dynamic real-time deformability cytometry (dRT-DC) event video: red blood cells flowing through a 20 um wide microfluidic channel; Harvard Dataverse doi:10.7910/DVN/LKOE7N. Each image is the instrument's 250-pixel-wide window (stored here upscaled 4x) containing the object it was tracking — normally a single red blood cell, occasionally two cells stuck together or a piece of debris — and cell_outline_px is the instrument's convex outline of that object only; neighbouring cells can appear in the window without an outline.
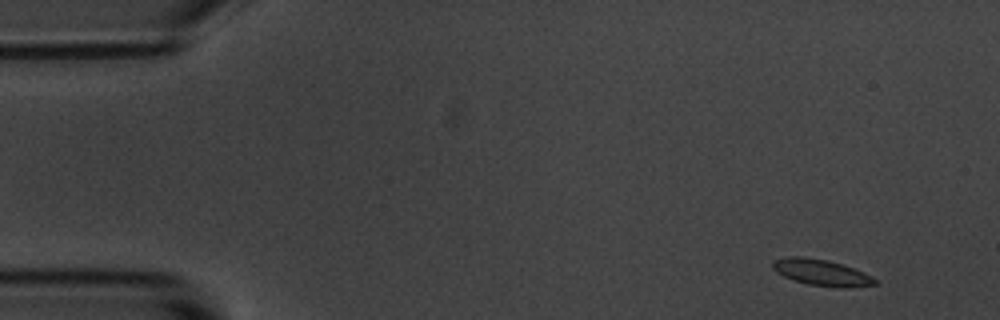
{"species": "common noctule bat (a hibernating species)", "species_latin": "Nyctalus noctula", "temperature_condition": "room temperature", "stored_images_in_passage": 4, "camera_frame_rate_fps": 3000, "um_per_image_px": 0.085, "animal": {"sex": "male", "body_mass_g": 20.1, "forearm_length_mm": 53.5}, "frame": {"image": 1, "passage_image": 1, "time_ms": 0.0, "image_size_px": [1000, 320], "cell_outline_px": [[876, 284], [848, 288], [836, 288], [808, 284], [792, 280], [776, 272], [772, 268], [772, 260], [788, 256], [804, 256], [828, 260], [852, 268], [872, 276], [876, 280]], "centroid_in_image_um": [69.78, 23.16], "position_along_channel_um": 15.2, "area_um2": 15.72}}
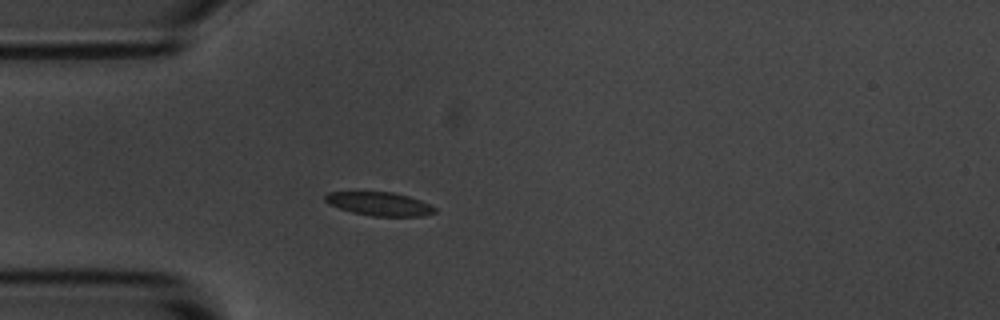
{"frame": {"image": 2, "passage_image": 4, "time_ms": 3.667, "image_size_px": [1000, 320], "cell_outline_px": [[436, 212], [424, 216], [372, 216], [352, 212], [328, 204], [324, 200], [324, 196], [328, 192], [392, 192], [408, 196], [420, 200], [436, 208]], "centroid_in_image_um": [32.24, 17.33], "position_along_channel_um": 52.8, "area_um2": 14.97}}